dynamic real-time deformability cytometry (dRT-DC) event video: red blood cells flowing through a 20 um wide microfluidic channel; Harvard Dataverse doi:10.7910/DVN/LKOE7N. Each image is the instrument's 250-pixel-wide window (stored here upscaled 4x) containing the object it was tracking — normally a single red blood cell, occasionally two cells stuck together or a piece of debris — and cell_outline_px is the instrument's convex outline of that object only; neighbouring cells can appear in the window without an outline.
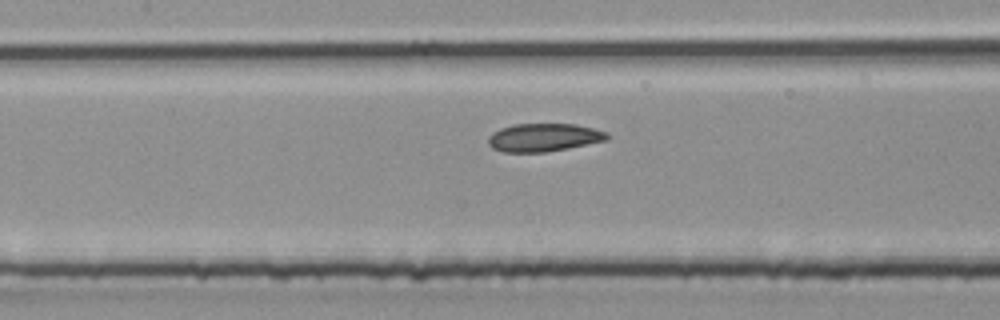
{"species": "common noctule bat (a hibernating species)", "species_latin": "Nyctalus noctula", "temperature_condition": "room temperature", "stored_images_in_passage": 13, "camera_frame_rate_fps": 3000, "um_per_image_px": 0.085, "animal": {"sex": "male", "body_mass_g": 20.4}, "frame": {"image": 1, "passage_image": 11, "time_ms": 3.333, "image_size_px": [1000, 320], "cell_outline_px": [[608, 140], [568, 148], [544, 152], [504, 152], [492, 148], [488, 144], [488, 136], [492, 132], [500, 128], [512, 124], [576, 124], [608, 132]], "centroid_in_image_um": [46.2, 11.68], "position_along_channel_um": 161.2, "area_um2": 19.54}}